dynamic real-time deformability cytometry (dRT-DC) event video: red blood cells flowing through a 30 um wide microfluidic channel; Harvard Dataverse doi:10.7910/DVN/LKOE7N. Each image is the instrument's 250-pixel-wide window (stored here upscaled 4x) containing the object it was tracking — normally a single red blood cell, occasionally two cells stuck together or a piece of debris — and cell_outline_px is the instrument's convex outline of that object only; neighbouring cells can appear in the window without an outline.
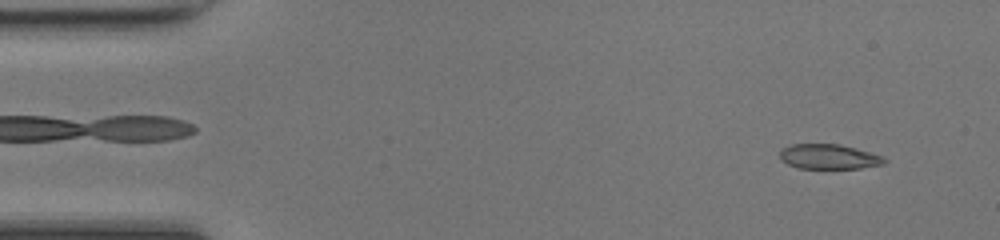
{"species": "common noctule bat (a hibernating species)", "species_latin": "Nyctalus noctula", "temperature_condition": "room temperature", "stored_images_in_passage": 47, "camera_frame_rate_fps": 3000, "um_per_image_px": 0.085, "animal": {"sex": "female", "body_mass_g": 17.0, "forearm_length_mm": 48.0}, "frame": {"image": 1, "passage_image": 3, "time_ms": 0.667, "image_size_px": [1000, 240], "cell_outline_px": [[888, 160], [884, 164], [860, 168], [796, 168], [780, 160], [780, 152], [784, 148], [792, 144], [840, 144], [856, 148], [884, 156]], "centroid_in_image_um": [70.48, 13.32], "position_along_channel_um": 14.5, "area_um2": 15.2}}
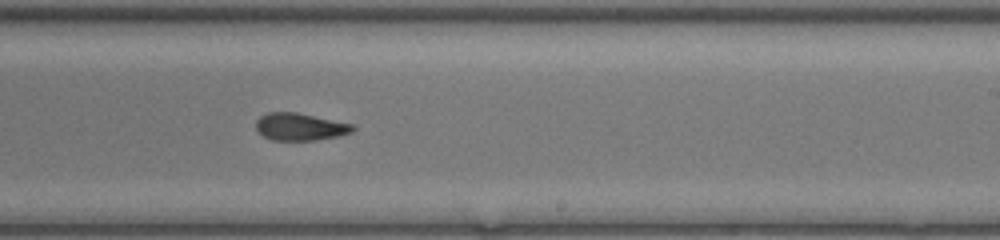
{"frame": {"image": 2, "passage_image": 28, "time_ms": 9.0, "image_size_px": [1000, 240], "cell_outline_px": [[356, 128], [352, 132], [340, 136], [316, 140], [272, 140], [264, 136], [256, 128], [256, 120], [260, 116], [268, 112], [296, 112], [352, 124]], "centroid_in_image_um": [25.51, 10.78], "position_along_channel_um": 263.5, "area_um2": 15.37}}
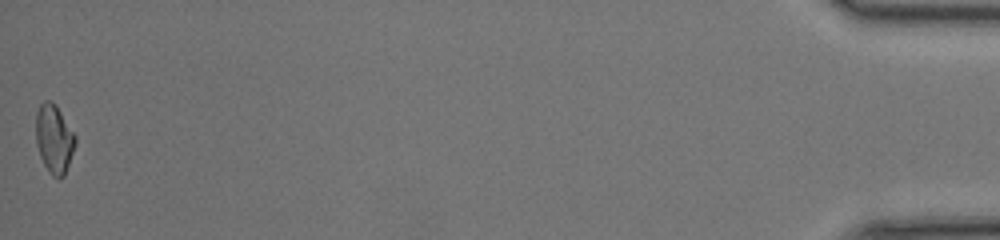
{"frame": {"image": 3, "passage_image": 47, "time_ms": 15.333, "image_size_px": [1000, 240], "cell_outline_px": [[76, 144], [64, 176], [60, 180], [52, 176], [48, 172], [40, 156], [36, 144], [36, 112], [40, 104], [44, 100], [48, 100], [56, 104], [76, 136]], "centroid_in_image_um": [4.6, 11.81], "position_along_channel_um": 430.6, "area_um2": 15.95}, "authors_computed_cell_mechanics": {"area_um2": 15.895, "velocity_mm_per_s": 4.3095, "shape_relaxation_time_tau1_ms": 5.7012, "shape_relaxation_time_tau2_ms": 2.4173, "deformation_change_tau1": 0.1362, "deformation_change_tau2": 0.0812}}